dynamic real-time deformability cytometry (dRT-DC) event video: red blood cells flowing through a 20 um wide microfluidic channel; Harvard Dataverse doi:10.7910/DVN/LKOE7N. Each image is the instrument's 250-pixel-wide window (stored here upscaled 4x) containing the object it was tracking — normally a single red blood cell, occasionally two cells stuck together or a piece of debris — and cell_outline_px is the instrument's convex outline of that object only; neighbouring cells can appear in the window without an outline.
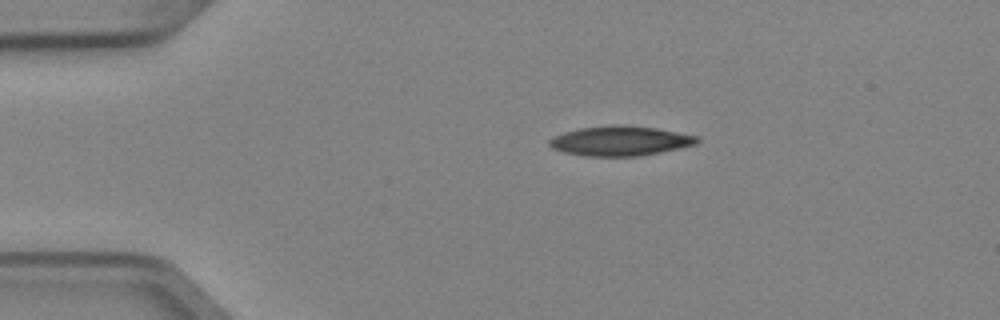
{"species": "Egyptian fruit bat (a non-hibernating species)", "species_latin": "Rousettus aegyptiacus", "temperature_condition": "cold", "stored_images_in_passage": 4, "camera_frame_rate_fps": 3000, "um_per_image_px": 0.085, "animal": {"sex": "female"}, "frame": {"image": 1, "passage_image": 4, "time_ms": 1.0, "image_size_px": [1000, 320], "cell_outline_px": [[700, 140], [696, 144], [680, 148], [640, 156], [588, 156], [564, 152], [552, 148], [548, 144], [548, 140], [564, 132], [580, 128], [612, 124], [620, 124], [656, 128], [700, 136]], "centroid_in_image_um": [52.74, 11.97], "position_along_channel_um": 32.3, "area_um2": 25.66}}